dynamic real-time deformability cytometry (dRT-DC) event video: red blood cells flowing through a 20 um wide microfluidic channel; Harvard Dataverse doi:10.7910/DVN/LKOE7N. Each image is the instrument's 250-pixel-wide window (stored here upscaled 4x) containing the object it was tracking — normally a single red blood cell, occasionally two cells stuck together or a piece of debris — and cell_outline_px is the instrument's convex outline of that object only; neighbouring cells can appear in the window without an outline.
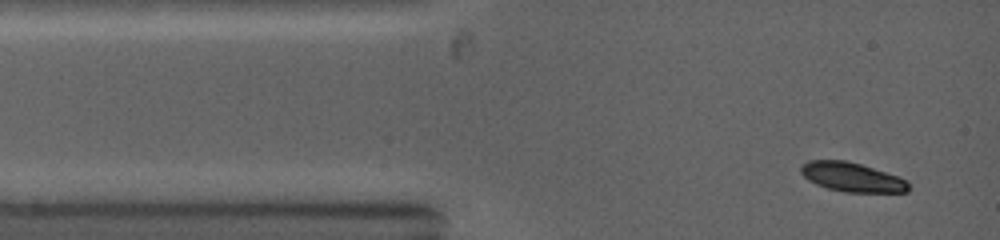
{"species": "common noctule bat (a hibernating species)", "species_latin": "Nyctalus noctula", "temperature_condition": "warm", "stored_images_in_passage": 26, "camera_frame_rate_fps": 5000, "um_per_image_px": 0.085, "animal": {"sex": "female", "body_mass_g": 19.0, "forearm_length_mm": 53.3}, "frame": {"image": 1, "passage_image": 1, "time_ms": 0.0, "image_size_px": [1000, 240], "cell_outline_px": [[908, 192], [844, 192], [828, 188], [816, 184], [808, 180], [800, 172], [800, 164], [808, 160], [844, 160], [860, 164], [908, 180]], "centroid_in_image_um": [72.36, 15.05], "position_along_channel_um": 12.6, "area_um2": 18.21}}
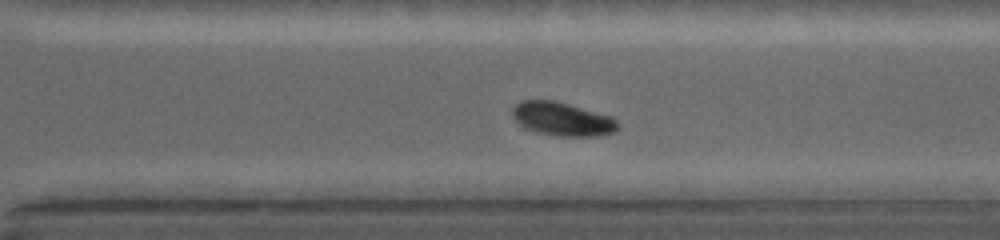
{"frame": {"image": 2, "passage_image": 19, "time_ms": 8.0, "image_size_px": [1000, 240], "cell_outline_px": [[620, 128], [616, 132], [600, 136], [560, 136], [540, 132], [528, 128], [520, 124], [512, 116], [512, 108], [520, 100], [556, 100], [612, 116], [620, 124]], "centroid_in_image_um": [47.86, 10.1], "position_along_channel_um": 322.7, "area_um2": 20.75}}
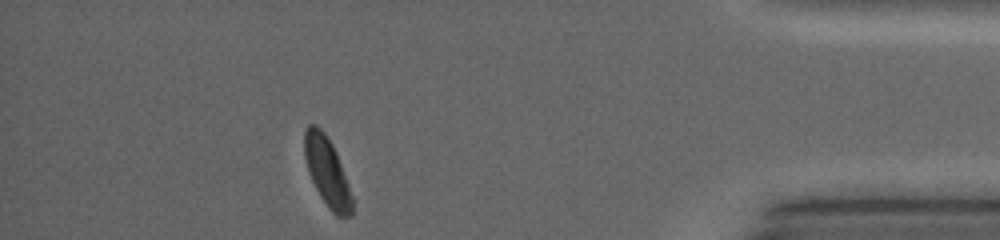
{"frame": {"image": 3, "passage_image": 26, "time_ms": 11.0, "image_size_px": [1000, 240], "cell_outline_px": [[352, 216], [336, 216], [328, 208], [320, 196], [308, 172], [304, 156], [304, 132], [308, 124], [316, 124], [324, 132], [332, 144], [336, 152], [348, 184], [352, 196]], "centroid_in_image_um": [27.78, 14.58], "position_along_channel_um": 407.4, "area_um2": 19.02}}